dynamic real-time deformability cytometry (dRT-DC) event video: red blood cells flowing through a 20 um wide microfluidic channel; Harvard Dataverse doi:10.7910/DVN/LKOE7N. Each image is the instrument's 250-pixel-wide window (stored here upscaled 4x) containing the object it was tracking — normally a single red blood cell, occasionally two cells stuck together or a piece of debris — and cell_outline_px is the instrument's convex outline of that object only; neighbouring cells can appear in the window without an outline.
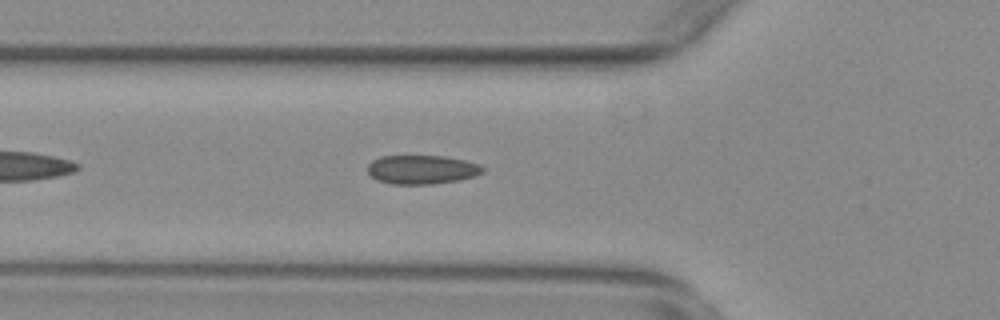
{"species": "common noctule bat (a hibernating species)", "species_latin": "Nyctalus noctula", "temperature_condition": "warm", "stored_images_in_passage": 35, "camera_frame_rate_fps": 3000, "um_per_image_px": 0.085, "animal": {"sex": "female", "body_mass_g": 29.2, "forearm_length_mm": 56.3}, "frame": {"image": 1, "passage_image": 6, "time_ms": 1.667, "image_size_px": [1000, 320], "cell_outline_px": [[484, 172], [476, 176], [460, 180], [432, 184], [392, 184], [376, 180], [368, 172], [368, 164], [372, 160], [380, 156], [444, 156], [464, 160], [480, 164], [484, 168]], "centroid_in_image_um": [35.87, 14.41], "position_along_channel_um": 89.9, "area_um2": 19.54}}
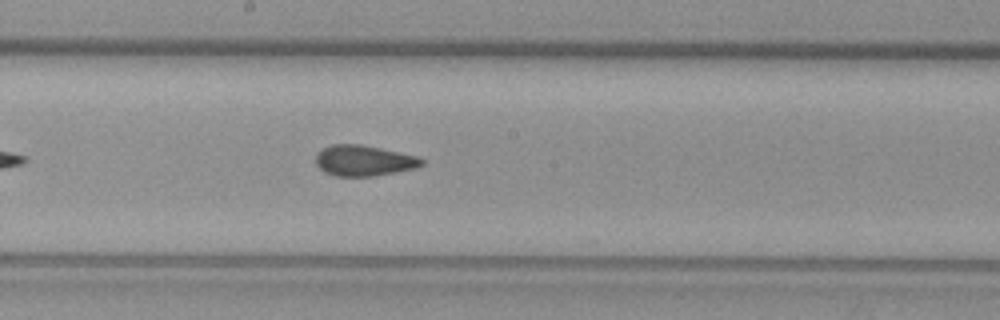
{"frame": {"image": 2, "passage_image": 16, "time_ms": 5.0, "image_size_px": [1000, 320], "cell_outline_px": [[424, 164], [416, 168], [396, 172], [372, 176], [336, 176], [324, 172], [316, 164], [316, 152], [332, 144], [360, 144], [420, 156], [424, 160]], "centroid_in_image_um": [30.94, 13.65], "position_along_channel_um": 217.3, "area_um2": 19.07}}
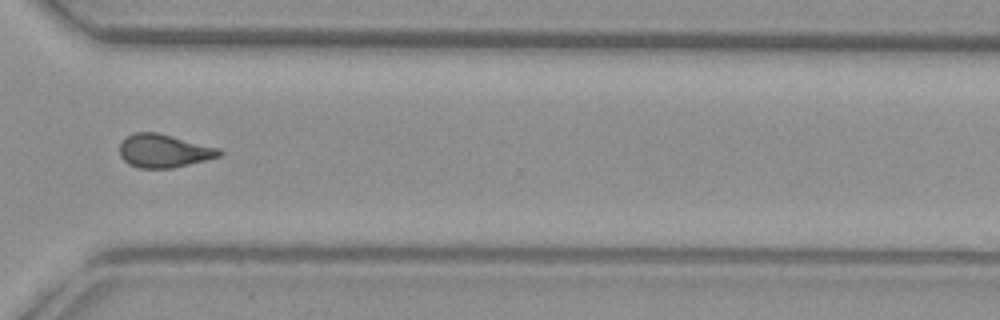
{"frame": {"image": 3, "passage_image": 27, "time_ms": 8.667, "image_size_px": [1000, 320], "cell_outline_px": [[224, 152], [220, 156], [172, 168], [140, 168], [128, 164], [120, 156], [120, 144], [128, 136], [136, 132], [156, 132], [220, 148]], "centroid_in_image_um": [13.93, 12.83], "position_along_channel_um": 356.7, "area_um2": 19.13}, "authors_computed_cell_mechanics": {"area_um2": 19.363, "velocity_mm_per_s": 3.8074, "shape_relaxation_time_tau1_ms": null, "shape_relaxation_time_tau2_ms": 1.8609, "deformation_change_tau1": null, "deformation_change_tau2": 0.0779}}